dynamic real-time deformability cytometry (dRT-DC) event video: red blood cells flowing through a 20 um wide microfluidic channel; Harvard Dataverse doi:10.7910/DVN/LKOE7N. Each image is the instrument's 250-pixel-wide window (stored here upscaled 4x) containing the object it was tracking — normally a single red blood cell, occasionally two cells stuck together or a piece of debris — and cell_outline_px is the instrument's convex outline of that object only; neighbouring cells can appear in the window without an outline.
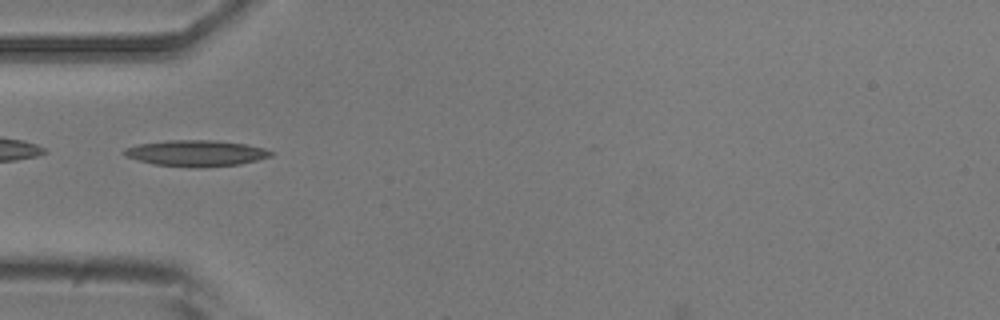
{"species": "common noctule bat (a hibernating species)", "species_latin": "Nyctalus noctula", "temperature_condition": "room temperature", "stored_images_in_passage": 6, "camera_frame_rate_fps": 3000, "um_per_image_px": 0.085, "animal": {"sex": "male", "body_mass_g": 20.5, "forearm_length_mm": 52.5}, "frame": {"image": 1, "passage_image": 5, "time_ms": 5.333, "image_size_px": [1000, 320], "cell_outline_px": [[272, 156], [240, 164], [200, 168], [192, 168], [152, 164], [128, 156], [124, 152], [124, 148], [140, 144], [168, 140], [212, 140], [244, 144], [264, 148], [272, 152]], "centroid_in_image_um": [16.68, 13.03], "position_along_channel_um": 68.3, "area_um2": 22.14}}